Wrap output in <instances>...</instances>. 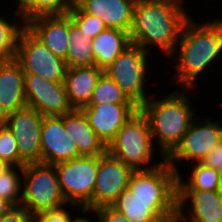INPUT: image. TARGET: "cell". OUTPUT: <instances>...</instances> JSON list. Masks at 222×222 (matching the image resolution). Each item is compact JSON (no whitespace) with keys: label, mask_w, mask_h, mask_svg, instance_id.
Returning a JSON list of instances; mask_svg holds the SVG:
<instances>
[{"label":"cell","mask_w":222,"mask_h":222,"mask_svg":"<svg viewBox=\"0 0 222 222\" xmlns=\"http://www.w3.org/2000/svg\"><path fill=\"white\" fill-rule=\"evenodd\" d=\"M66 132L62 116H44L41 125V163L55 165L80 157Z\"/></svg>","instance_id":"obj_16"},{"label":"cell","mask_w":222,"mask_h":222,"mask_svg":"<svg viewBox=\"0 0 222 222\" xmlns=\"http://www.w3.org/2000/svg\"><path fill=\"white\" fill-rule=\"evenodd\" d=\"M63 196L68 204L92 211V194L98 174V156H80L54 165Z\"/></svg>","instance_id":"obj_7"},{"label":"cell","mask_w":222,"mask_h":222,"mask_svg":"<svg viewBox=\"0 0 222 222\" xmlns=\"http://www.w3.org/2000/svg\"><path fill=\"white\" fill-rule=\"evenodd\" d=\"M134 169L106 152L98 156V174L92 194V211L111 206L128 188Z\"/></svg>","instance_id":"obj_11"},{"label":"cell","mask_w":222,"mask_h":222,"mask_svg":"<svg viewBox=\"0 0 222 222\" xmlns=\"http://www.w3.org/2000/svg\"><path fill=\"white\" fill-rule=\"evenodd\" d=\"M89 214L95 215L96 221L93 222H130L122 213L118 212L112 206H102Z\"/></svg>","instance_id":"obj_33"},{"label":"cell","mask_w":222,"mask_h":222,"mask_svg":"<svg viewBox=\"0 0 222 222\" xmlns=\"http://www.w3.org/2000/svg\"><path fill=\"white\" fill-rule=\"evenodd\" d=\"M218 191H219L220 198H221V201H222V182H221V186H220Z\"/></svg>","instance_id":"obj_39"},{"label":"cell","mask_w":222,"mask_h":222,"mask_svg":"<svg viewBox=\"0 0 222 222\" xmlns=\"http://www.w3.org/2000/svg\"><path fill=\"white\" fill-rule=\"evenodd\" d=\"M85 215L86 214H84V216H82L77 222H92L93 221V219H91L92 218L91 216L89 218L88 215H86V217H85Z\"/></svg>","instance_id":"obj_38"},{"label":"cell","mask_w":222,"mask_h":222,"mask_svg":"<svg viewBox=\"0 0 222 222\" xmlns=\"http://www.w3.org/2000/svg\"><path fill=\"white\" fill-rule=\"evenodd\" d=\"M0 159L19 167V150L13 132L0 120Z\"/></svg>","instance_id":"obj_31"},{"label":"cell","mask_w":222,"mask_h":222,"mask_svg":"<svg viewBox=\"0 0 222 222\" xmlns=\"http://www.w3.org/2000/svg\"><path fill=\"white\" fill-rule=\"evenodd\" d=\"M130 222H176L177 200H142L129 188L111 205Z\"/></svg>","instance_id":"obj_14"},{"label":"cell","mask_w":222,"mask_h":222,"mask_svg":"<svg viewBox=\"0 0 222 222\" xmlns=\"http://www.w3.org/2000/svg\"><path fill=\"white\" fill-rule=\"evenodd\" d=\"M71 19L84 31L90 38H94L107 27L98 17L84 13L76 4L68 12Z\"/></svg>","instance_id":"obj_30"},{"label":"cell","mask_w":222,"mask_h":222,"mask_svg":"<svg viewBox=\"0 0 222 222\" xmlns=\"http://www.w3.org/2000/svg\"><path fill=\"white\" fill-rule=\"evenodd\" d=\"M201 21L191 17L185 23L174 52L166 59H174L171 62L175 70L170 82L174 81L172 85L177 84L181 90L197 88V81L208 69H213V64L222 56V19Z\"/></svg>","instance_id":"obj_1"},{"label":"cell","mask_w":222,"mask_h":222,"mask_svg":"<svg viewBox=\"0 0 222 222\" xmlns=\"http://www.w3.org/2000/svg\"><path fill=\"white\" fill-rule=\"evenodd\" d=\"M15 60L25 74H34L54 82H64L67 64L37 39L26 27L21 31Z\"/></svg>","instance_id":"obj_9"},{"label":"cell","mask_w":222,"mask_h":222,"mask_svg":"<svg viewBox=\"0 0 222 222\" xmlns=\"http://www.w3.org/2000/svg\"><path fill=\"white\" fill-rule=\"evenodd\" d=\"M180 89L163 94L161 98L152 95L140 107L149 122L152 139L159 148L160 152L157 153L161 160H165L176 149L198 116V110L192 107L193 96L190 95L195 88Z\"/></svg>","instance_id":"obj_3"},{"label":"cell","mask_w":222,"mask_h":222,"mask_svg":"<svg viewBox=\"0 0 222 222\" xmlns=\"http://www.w3.org/2000/svg\"><path fill=\"white\" fill-rule=\"evenodd\" d=\"M137 0H79L75 4L87 14L101 19L107 28L130 32Z\"/></svg>","instance_id":"obj_20"},{"label":"cell","mask_w":222,"mask_h":222,"mask_svg":"<svg viewBox=\"0 0 222 222\" xmlns=\"http://www.w3.org/2000/svg\"><path fill=\"white\" fill-rule=\"evenodd\" d=\"M68 205L71 208H69ZM72 207L74 208L76 207L75 210L76 209L79 210L81 212L80 215L86 214L83 207L75 204H67L58 209L44 211L33 215V222H77L82 217V215L81 216L78 215V217L75 218L74 212L72 214V211L71 212L68 211L70 209L72 210Z\"/></svg>","instance_id":"obj_32"},{"label":"cell","mask_w":222,"mask_h":222,"mask_svg":"<svg viewBox=\"0 0 222 222\" xmlns=\"http://www.w3.org/2000/svg\"><path fill=\"white\" fill-rule=\"evenodd\" d=\"M201 163L222 173V142L216 145Z\"/></svg>","instance_id":"obj_35"},{"label":"cell","mask_w":222,"mask_h":222,"mask_svg":"<svg viewBox=\"0 0 222 222\" xmlns=\"http://www.w3.org/2000/svg\"><path fill=\"white\" fill-rule=\"evenodd\" d=\"M25 73L15 60L0 61V120L26 106Z\"/></svg>","instance_id":"obj_19"},{"label":"cell","mask_w":222,"mask_h":222,"mask_svg":"<svg viewBox=\"0 0 222 222\" xmlns=\"http://www.w3.org/2000/svg\"><path fill=\"white\" fill-rule=\"evenodd\" d=\"M149 122L139 108L117 132L107 146V152L134 170H149L163 163L153 159L154 146ZM155 147V148H154ZM155 163V164H154Z\"/></svg>","instance_id":"obj_4"},{"label":"cell","mask_w":222,"mask_h":222,"mask_svg":"<svg viewBox=\"0 0 222 222\" xmlns=\"http://www.w3.org/2000/svg\"><path fill=\"white\" fill-rule=\"evenodd\" d=\"M177 205L176 222H222L218 190H178Z\"/></svg>","instance_id":"obj_15"},{"label":"cell","mask_w":222,"mask_h":222,"mask_svg":"<svg viewBox=\"0 0 222 222\" xmlns=\"http://www.w3.org/2000/svg\"><path fill=\"white\" fill-rule=\"evenodd\" d=\"M134 104L119 85L105 73L98 79L89 105Z\"/></svg>","instance_id":"obj_28"},{"label":"cell","mask_w":222,"mask_h":222,"mask_svg":"<svg viewBox=\"0 0 222 222\" xmlns=\"http://www.w3.org/2000/svg\"><path fill=\"white\" fill-rule=\"evenodd\" d=\"M26 105L42 116H62L73 110L64 82H54L34 74H25Z\"/></svg>","instance_id":"obj_13"},{"label":"cell","mask_w":222,"mask_h":222,"mask_svg":"<svg viewBox=\"0 0 222 222\" xmlns=\"http://www.w3.org/2000/svg\"><path fill=\"white\" fill-rule=\"evenodd\" d=\"M63 124L81 156H102L107 152V146L89 125L82 110L73 109L64 114Z\"/></svg>","instance_id":"obj_21"},{"label":"cell","mask_w":222,"mask_h":222,"mask_svg":"<svg viewBox=\"0 0 222 222\" xmlns=\"http://www.w3.org/2000/svg\"><path fill=\"white\" fill-rule=\"evenodd\" d=\"M138 109L135 104H99L88 105L81 110L97 136L108 146L125 122Z\"/></svg>","instance_id":"obj_17"},{"label":"cell","mask_w":222,"mask_h":222,"mask_svg":"<svg viewBox=\"0 0 222 222\" xmlns=\"http://www.w3.org/2000/svg\"><path fill=\"white\" fill-rule=\"evenodd\" d=\"M201 119V120H200ZM207 116H197L183 137L181 143L166 158L171 167L179 174L187 164L201 162L216 145L222 142V122ZM177 162V163H176ZM184 166H180L179 164ZM183 167V170L180 168Z\"/></svg>","instance_id":"obj_8"},{"label":"cell","mask_w":222,"mask_h":222,"mask_svg":"<svg viewBox=\"0 0 222 222\" xmlns=\"http://www.w3.org/2000/svg\"><path fill=\"white\" fill-rule=\"evenodd\" d=\"M92 40L69 15V46L66 56L68 68H81L95 65Z\"/></svg>","instance_id":"obj_24"},{"label":"cell","mask_w":222,"mask_h":222,"mask_svg":"<svg viewBox=\"0 0 222 222\" xmlns=\"http://www.w3.org/2000/svg\"><path fill=\"white\" fill-rule=\"evenodd\" d=\"M188 172L178 174V190H219L222 173L201 162L187 165ZM186 177V178H185ZM185 178V179H184Z\"/></svg>","instance_id":"obj_25"},{"label":"cell","mask_w":222,"mask_h":222,"mask_svg":"<svg viewBox=\"0 0 222 222\" xmlns=\"http://www.w3.org/2000/svg\"><path fill=\"white\" fill-rule=\"evenodd\" d=\"M67 204L54 165L28 163L23 166L22 207L35 215Z\"/></svg>","instance_id":"obj_5"},{"label":"cell","mask_w":222,"mask_h":222,"mask_svg":"<svg viewBox=\"0 0 222 222\" xmlns=\"http://www.w3.org/2000/svg\"><path fill=\"white\" fill-rule=\"evenodd\" d=\"M44 116L25 106L7 114L1 121L13 132L19 150V167L41 163V125Z\"/></svg>","instance_id":"obj_10"},{"label":"cell","mask_w":222,"mask_h":222,"mask_svg":"<svg viewBox=\"0 0 222 222\" xmlns=\"http://www.w3.org/2000/svg\"><path fill=\"white\" fill-rule=\"evenodd\" d=\"M151 54L140 46L131 44L104 69V73L113 79L139 108L152 95L147 88Z\"/></svg>","instance_id":"obj_6"},{"label":"cell","mask_w":222,"mask_h":222,"mask_svg":"<svg viewBox=\"0 0 222 222\" xmlns=\"http://www.w3.org/2000/svg\"><path fill=\"white\" fill-rule=\"evenodd\" d=\"M13 13V17H5L0 13V61L15 59L18 39L21 31L25 28V22L21 15L16 10ZM7 17L15 18L10 20Z\"/></svg>","instance_id":"obj_27"},{"label":"cell","mask_w":222,"mask_h":222,"mask_svg":"<svg viewBox=\"0 0 222 222\" xmlns=\"http://www.w3.org/2000/svg\"><path fill=\"white\" fill-rule=\"evenodd\" d=\"M129 45H131V41L128 32L116 28H106L92 40L95 66L104 70Z\"/></svg>","instance_id":"obj_23"},{"label":"cell","mask_w":222,"mask_h":222,"mask_svg":"<svg viewBox=\"0 0 222 222\" xmlns=\"http://www.w3.org/2000/svg\"><path fill=\"white\" fill-rule=\"evenodd\" d=\"M23 167L12 166L0 176V197L13 206H20L22 200Z\"/></svg>","instance_id":"obj_29"},{"label":"cell","mask_w":222,"mask_h":222,"mask_svg":"<svg viewBox=\"0 0 222 222\" xmlns=\"http://www.w3.org/2000/svg\"><path fill=\"white\" fill-rule=\"evenodd\" d=\"M12 207L13 205L10 202L0 197V218L3 217Z\"/></svg>","instance_id":"obj_36"},{"label":"cell","mask_w":222,"mask_h":222,"mask_svg":"<svg viewBox=\"0 0 222 222\" xmlns=\"http://www.w3.org/2000/svg\"><path fill=\"white\" fill-rule=\"evenodd\" d=\"M184 1L137 0L129 32L131 44L152 54V47L154 50L158 48L168 59L178 44L185 23L193 17L184 7Z\"/></svg>","instance_id":"obj_2"},{"label":"cell","mask_w":222,"mask_h":222,"mask_svg":"<svg viewBox=\"0 0 222 222\" xmlns=\"http://www.w3.org/2000/svg\"><path fill=\"white\" fill-rule=\"evenodd\" d=\"M12 165H10L8 162L0 159V176L8 171Z\"/></svg>","instance_id":"obj_37"},{"label":"cell","mask_w":222,"mask_h":222,"mask_svg":"<svg viewBox=\"0 0 222 222\" xmlns=\"http://www.w3.org/2000/svg\"><path fill=\"white\" fill-rule=\"evenodd\" d=\"M15 3L25 23L38 16L68 14L75 5L72 0H16Z\"/></svg>","instance_id":"obj_26"},{"label":"cell","mask_w":222,"mask_h":222,"mask_svg":"<svg viewBox=\"0 0 222 222\" xmlns=\"http://www.w3.org/2000/svg\"><path fill=\"white\" fill-rule=\"evenodd\" d=\"M0 222H33V215L21 205L13 206L0 218Z\"/></svg>","instance_id":"obj_34"},{"label":"cell","mask_w":222,"mask_h":222,"mask_svg":"<svg viewBox=\"0 0 222 222\" xmlns=\"http://www.w3.org/2000/svg\"><path fill=\"white\" fill-rule=\"evenodd\" d=\"M104 70L95 65L81 68H67L64 85L68 101L73 109L89 105L94 88Z\"/></svg>","instance_id":"obj_22"},{"label":"cell","mask_w":222,"mask_h":222,"mask_svg":"<svg viewBox=\"0 0 222 222\" xmlns=\"http://www.w3.org/2000/svg\"><path fill=\"white\" fill-rule=\"evenodd\" d=\"M128 188L142 200H177L178 173L165 159L149 170H135Z\"/></svg>","instance_id":"obj_12"},{"label":"cell","mask_w":222,"mask_h":222,"mask_svg":"<svg viewBox=\"0 0 222 222\" xmlns=\"http://www.w3.org/2000/svg\"><path fill=\"white\" fill-rule=\"evenodd\" d=\"M25 27L56 56L66 61L69 38V14L32 18Z\"/></svg>","instance_id":"obj_18"}]
</instances>
